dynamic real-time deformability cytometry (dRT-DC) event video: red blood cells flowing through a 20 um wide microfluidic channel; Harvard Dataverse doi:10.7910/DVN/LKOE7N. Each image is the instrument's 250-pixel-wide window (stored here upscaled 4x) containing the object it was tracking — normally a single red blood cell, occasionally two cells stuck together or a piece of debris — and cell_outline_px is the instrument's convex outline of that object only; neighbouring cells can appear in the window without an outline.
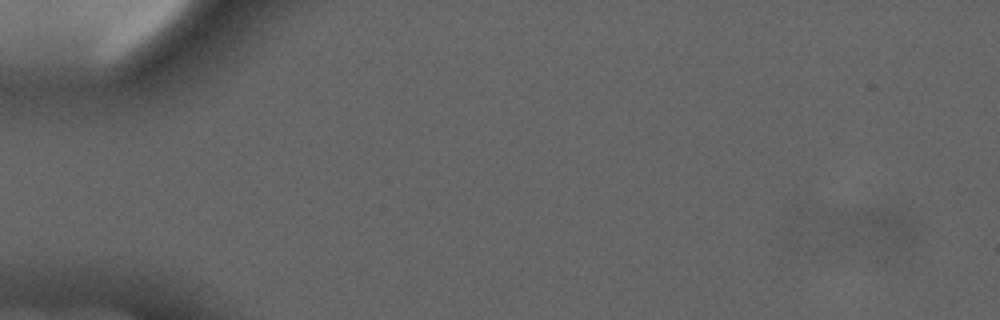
{"species": "common noctule bat (a hibernating species)", "species_latin": "Nyctalus noctula", "temperature_condition": "cold", "stored_images_in_passage": 6, "camera_frame_rate_fps": 3000, "um_per_image_px": 0.085, "animal": {"sex": "male", "forearm_length_mm": 52.5}, "frame": {"image": 1, "passage_image": 2, "time_ms": 1.0, "image_size_px": [1000, 320], "cell_outline_px": [[912, 236], [908, 240], [856, 240], [848, 228], [856, 216], [872, 208], [896, 212], [912, 228]], "centroid_in_image_um": [74.81, 19.23], "position_along_channel_um": 10.2, "area_um2": 11.39}}